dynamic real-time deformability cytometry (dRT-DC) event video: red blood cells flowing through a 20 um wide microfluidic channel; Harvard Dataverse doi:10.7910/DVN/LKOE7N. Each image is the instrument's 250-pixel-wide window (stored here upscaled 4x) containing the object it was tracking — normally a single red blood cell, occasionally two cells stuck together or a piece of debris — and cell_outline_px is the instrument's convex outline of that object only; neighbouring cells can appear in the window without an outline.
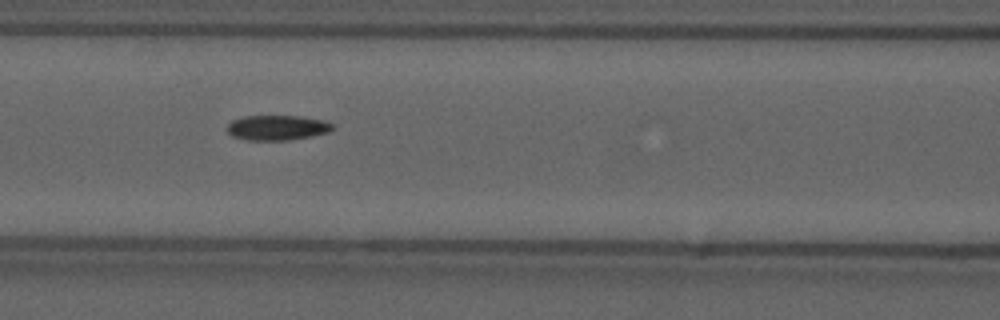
{"species": "common noctule bat (a hibernating species)", "species_latin": "Nyctalus noctula", "temperature_condition": "cold", "stored_images_in_passage": 18, "camera_frame_rate_fps": 3000, "um_per_image_px": 0.085, "animal": {"sex": "male", "forearm_length_mm": 52.5}, "frame": {"image": 1, "passage_image": 11, "time_ms": 3.333, "image_size_px": [1000, 320], "cell_outline_px": [[336, 128], [328, 132], [312, 136], [288, 140], [244, 140], [232, 136], [228, 132], [228, 124], [232, 120], [244, 116], [300, 116], [324, 120], [332, 124]], "centroid_in_image_um": [23.57, 10.85], "position_along_channel_um": 143.0, "area_um2": 15.43}}